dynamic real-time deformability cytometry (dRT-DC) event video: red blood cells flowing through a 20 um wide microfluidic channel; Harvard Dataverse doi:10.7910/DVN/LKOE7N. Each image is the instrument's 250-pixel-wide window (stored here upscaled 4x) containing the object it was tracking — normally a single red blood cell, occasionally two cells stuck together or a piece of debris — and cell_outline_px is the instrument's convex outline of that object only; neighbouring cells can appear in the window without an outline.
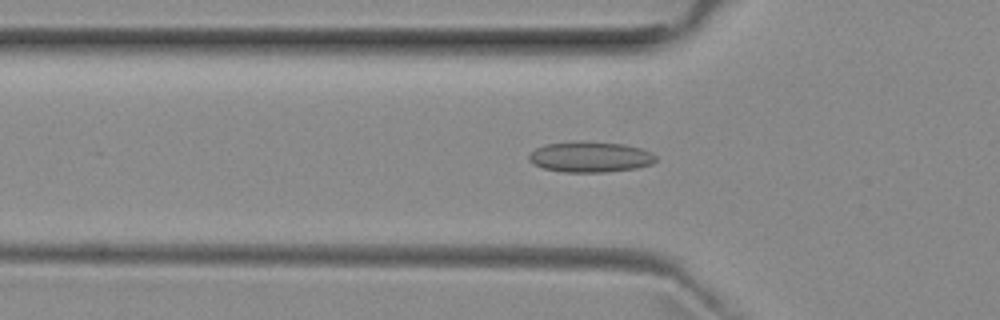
{"species": "common noctule bat (a hibernating species)", "species_latin": "Nyctalus noctula", "temperature_condition": "room temperature", "stored_images_in_passage": 26, "camera_frame_rate_fps": 3000, "um_per_image_px": 0.085, "animal": {"sex": "female", "body_mass_g": 29.2, "forearm_length_mm": 56.3}, "frame": {"image": 1, "passage_image": 17, "time_ms": 5.333, "image_size_px": [1000, 320], "cell_outline_px": [[656, 160], [652, 164], [636, 168], [604, 172], [564, 172], [544, 168], [532, 164], [528, 160], [528, 156], [536, 148], [544, 144], [576, 140], [580, 140], [624, 144], [640, 148], [652, 152], [656, 156]], "centroid_in_image_um": [50.15, 13.32], "position_along_channel_um": 75.7, "area_um2": 22.95}}
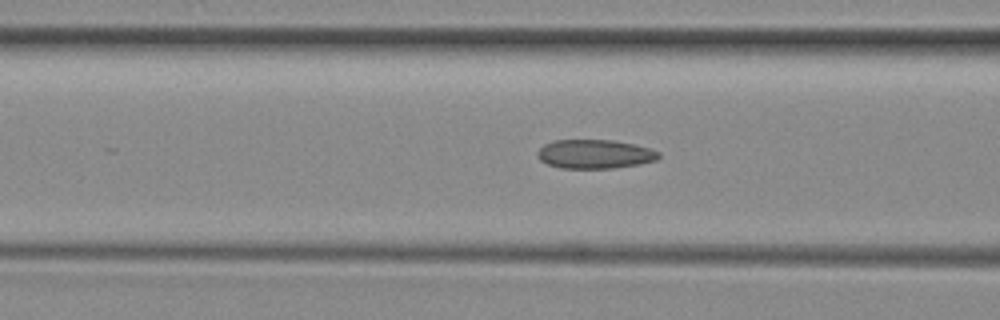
{"frame": {"image": 2, "passage_image": 20, "time_ms": 6.333, "image_size_px": [1000, 320], "cell_outline_px": [[660, 156], [656, 160], [640, 164], [612, 168], [560, 168], [548, 164], [540, 160], [536, 156], [536, 152], [544, 144], [552, 140], [612, 140], [632, 144], [648, 148], [660, 152]], "centroid_in_image_um": [50.52, 13.09], "position_along_channel_um": 116.1, "area_um2": 20.46}}
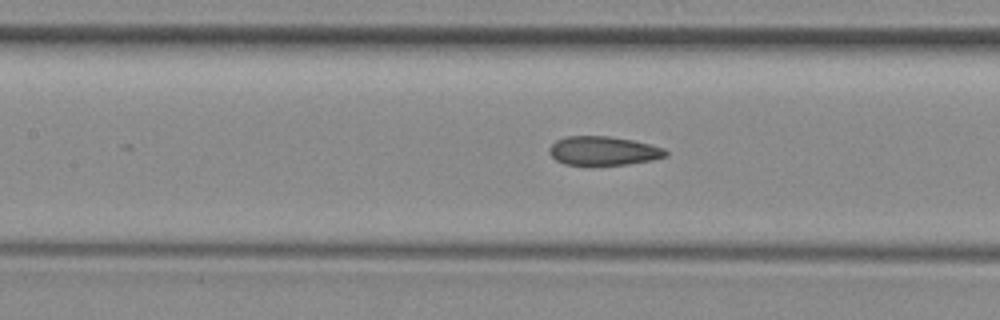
{"frame": {"image": 3, "passage_image": 23, "time_ms": 7.333, "image_size_px": [1000, 320], "cell_outline_px": [[668, 156], [652, 160], [628, 164], [584, 168], [564, 164], [556, 160], [548, 152], [548, 148], [556, 140], [568, 136], [608, 136], [632, 140], [664, 148], [668, 152]], "centroid_in_image_um": [51.24, 12.87], "position_along_channel_um": 156.2, "area_um2": 20.35}}